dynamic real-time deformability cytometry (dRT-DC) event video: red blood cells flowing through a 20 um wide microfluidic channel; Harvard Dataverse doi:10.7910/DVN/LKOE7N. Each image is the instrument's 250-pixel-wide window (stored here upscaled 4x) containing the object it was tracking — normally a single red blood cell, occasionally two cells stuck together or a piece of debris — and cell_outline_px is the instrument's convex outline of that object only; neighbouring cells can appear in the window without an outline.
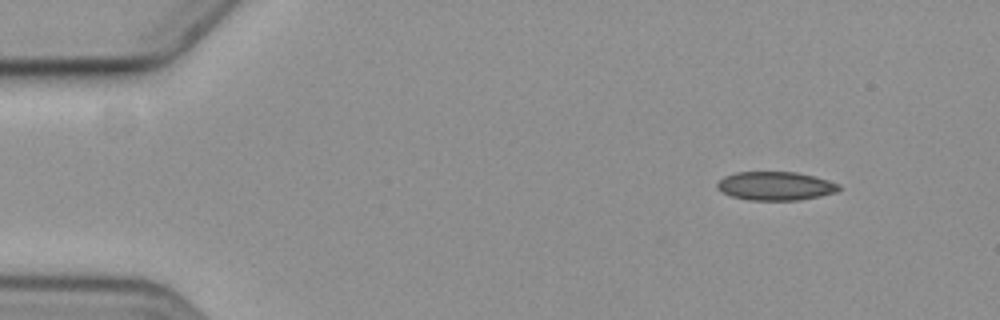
{"species": "common noctule bat (a hibernating species)", "species_latin": "Nyctalus noctula", "temperature_condition": "cold", "stored_images_in_passage": 4, "camera_frame_rate_fps": 3000, "um_per_image_px": 0.085, "animal": {"sex": "female", "body_mass_g": 19.3, "forearm_length_mm": 54.1}, "frame": {"image": 1, "passage_image": 1, "time_ms": 0.0, "image_size_px": [1000, 320], "cell_outline_px": [[840, 188], [836, 192], [820, 196], [796, 200], [752, 200], [732, 196], [716, 188], [716, 184], [724, 176], [736, 172], [796, 172], [828, 180], [840, 184]], "centroid_in_image_um": [65.91, 15.8], "position_along_channel_um": 19.1, "area_um2": 20.11}}
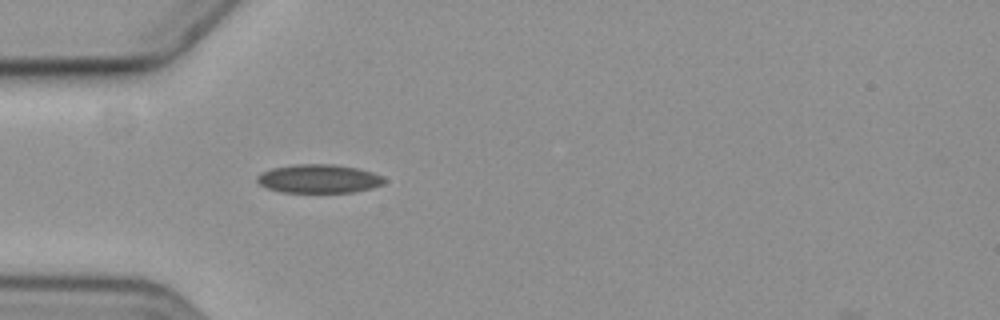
{"frame": {"image": 2, "passage_image": 4, "time_ms": 3.667, "image_size_px": [1000, 320], "cell_outline_px": [[384, 184], [372, 188], [352, 192], [280, 192], [268, 188], [260, 184], [256, 180], [256, 176], [272, 168], [296, 164], [336, 164], [356, 168], [372, 172], [380, 176], [384, 180]], "centroid_in_image_um": [27.09, 15.19], "position_along_channel_um": 57.9, "area_um2": 21.04}}